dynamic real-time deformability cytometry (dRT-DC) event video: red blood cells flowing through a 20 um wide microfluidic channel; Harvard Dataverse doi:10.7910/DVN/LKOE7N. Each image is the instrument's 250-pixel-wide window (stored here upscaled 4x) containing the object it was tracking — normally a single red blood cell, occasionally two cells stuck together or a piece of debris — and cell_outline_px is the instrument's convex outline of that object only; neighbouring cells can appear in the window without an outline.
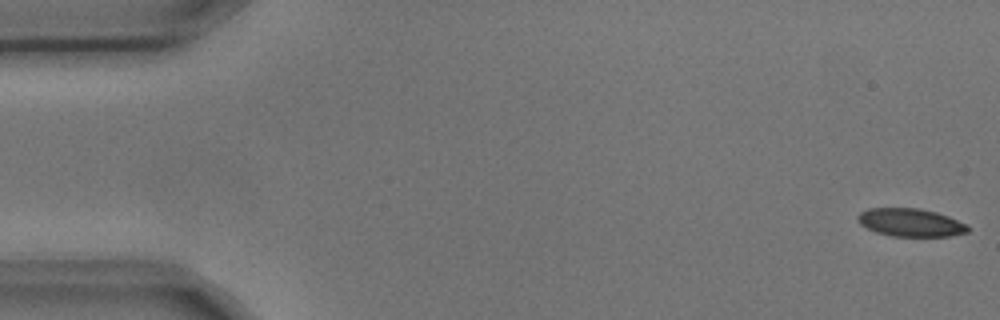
{"species": "common noctule bat (a hibernating species)", "species_latin": "Nyctalus noctula", "temperature_condition": "cold", "stored_images_in_passage": 5, "camera_frame_rate_fps": 3000, "um_per_image_px": 0.085, "animal": {"sex": "male", "body_mass_g": 17.9, "forearm_length_mm": 54.2}, "frame": {"image": 1, "passage_image": 1, "time_ms": 0.0, "image_size_px": [1000, 320], "cell_outline_px": [[972, 228], [968, 232], [948, 236], [892, 236], [876, 232], [860, 224], [856, 216], [860, 212], [868, 208], [920, 208], [936, 212], [948, 216], [968, 224]], "centroid_in_image_um": [77.42, 18.91], "position_along_channel_um": 7.6, "area_um2": 18.09}}
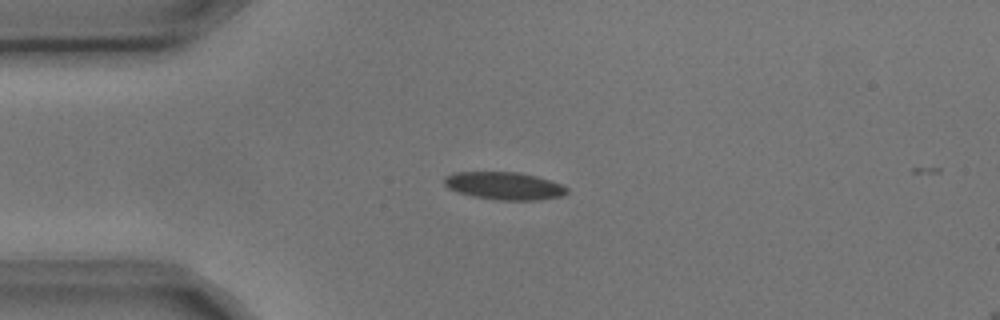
{"frame": {"image": 2, "passage_image": 4, "time_ms": 1.0, "image_size_px": [1000, 320], "cell_outline_px": [[568, 192], [560, 196], [540, 200], [500, 200], [472, 196], [448, 188], [444, 184], [444, 176], [452, 172], [516, 172], [536, 176], [560, 184], [568, 188]], "centroid_in_image_um": [42.83, 15.79], "position_along_channel_um": 42.2, "area_um2": 19.65}}